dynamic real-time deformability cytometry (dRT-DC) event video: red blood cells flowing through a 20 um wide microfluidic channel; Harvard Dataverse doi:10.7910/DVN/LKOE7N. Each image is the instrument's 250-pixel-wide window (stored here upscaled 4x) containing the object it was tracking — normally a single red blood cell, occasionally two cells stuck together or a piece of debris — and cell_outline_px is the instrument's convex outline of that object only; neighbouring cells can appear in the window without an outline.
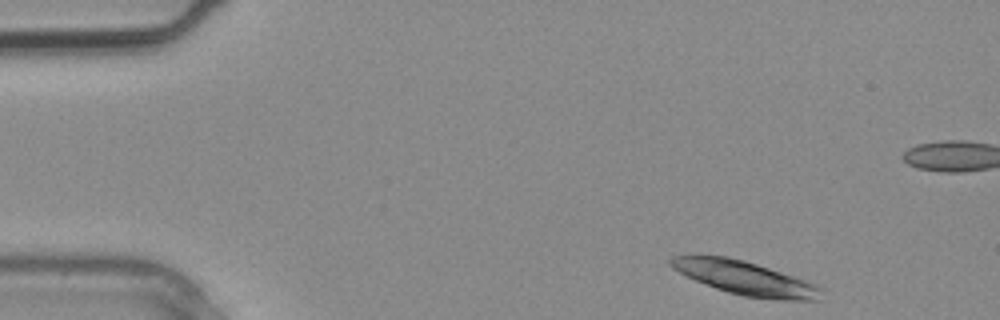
{"species": "common noctule bat (a hibernating species)", "species_latin": "Nyctalus noctula", "temperature_condition": "warm", "stored_images_in_passage": 3, "camera_frame_rate_fps": 3000, "um_per_image_px": 0.085, "animal": {"sex": "male", "body_mass_g": 20.4}, "frame": {"image": 1, "passage_image": 1, "time_ms": 0.0, "image_size_px": [1000, 320], "cell_outline_px": [[824, 288], [820, 300], [780, 300], [744, 296], [728, 292], [716, 288], [696, 280], [672, 268], [668, 264], [668, 260], [672, 256], [692, 252], [728, 256], [744, 260], [816, 284]], "centroid_in_image_um": [63.25, 23.59], "position_along_channel_um": 21.8, "area_um2": 30.0}}